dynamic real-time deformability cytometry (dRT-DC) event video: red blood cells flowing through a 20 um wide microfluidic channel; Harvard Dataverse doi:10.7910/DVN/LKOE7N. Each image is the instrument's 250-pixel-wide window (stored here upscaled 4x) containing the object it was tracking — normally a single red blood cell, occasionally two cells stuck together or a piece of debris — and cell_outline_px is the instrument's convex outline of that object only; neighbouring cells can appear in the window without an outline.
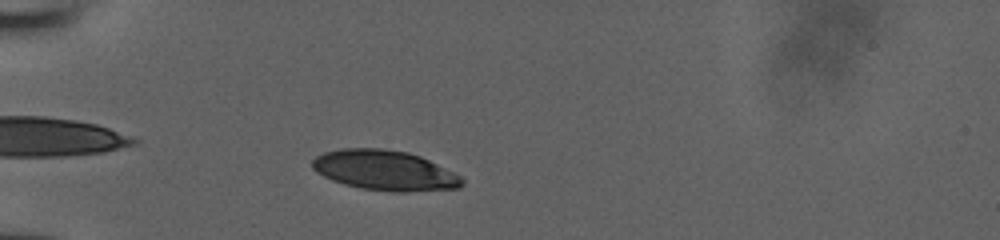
{"species": "human", "species_latin": "Homo sapiens", "temperature_condition": "room temperature", "stored_images_in_passage": 38, "camera_frame_rate_fps": 3000, "um_per_image_px": 0.085, "donor": {"sex": "male"}, "frame": {"image": 1, "passage_image": 7, "time_ms": 2.0, "image_size_px": [1000, 240], "cell_outline_px": [[464, 184], [460, 188], [404, 192], [392, 192], [360, 188], [344, 184], [332, 180], [316, 172], [312, 168], [312, 160], [316, 156], [324, 152], [340, 148], [380, 148], [408, 152], [420, 156], [456, 172], [464, 180]], "centroid_in_image_um": [32.72, 14.48], "position_along_channel_um": 52.3, "area_um2": 35.26}}
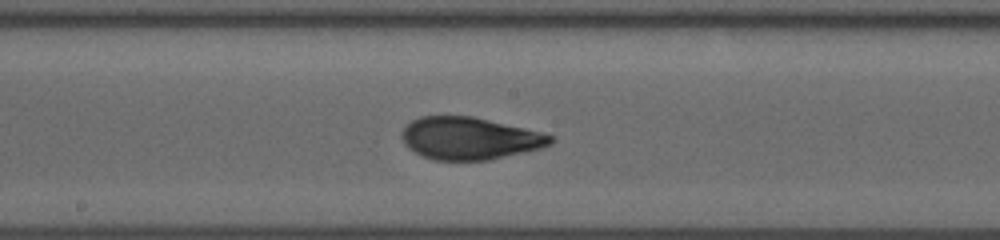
{"frame": {"image": 2, "passage_image": 20, "time_ms": 6.333, "image_size_px": [1000, 240], "cell_outline_px": [[556, 140], [552, 144], [540, 148], [488, 160], [436, 160], [424, 156], [408, 148], [404, 144], [400, 136], [400, 132], [412, 120], [420, 116], [472, 116], [524, 128], [540, 132], [552, 136]], "centroid_in_image_um": [39.89, 11.75], "position_along_channel_um": 208.3, "area_um2": 36.47}}
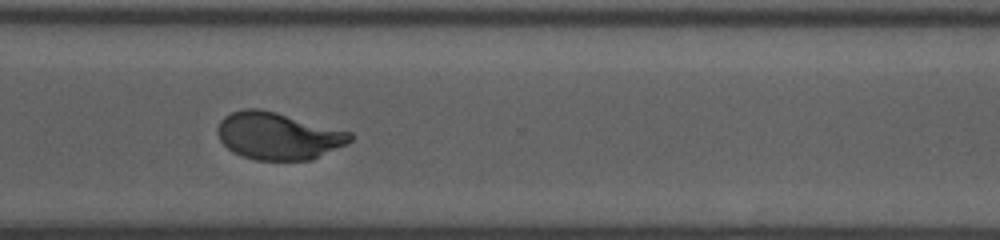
{"frame": {"image": 3, "passage_image": 30, "time_ms": 9.667, "image_size_px": [1000, 240], "cell_outline_px": [[352, 140], [348, 144], [312, 160], [256, 160], [240, 156], [232, 152], [220, 140], [216, 132], [216, 128], [220, 120], [224, 116], [232, 112], [244, 108], [260, 108], [276, 112], [352, 132]], "centroid_in_image_um": [23.63, 11.56], "position_along_channel_um": 347.0, "area_um2": 36.82}}